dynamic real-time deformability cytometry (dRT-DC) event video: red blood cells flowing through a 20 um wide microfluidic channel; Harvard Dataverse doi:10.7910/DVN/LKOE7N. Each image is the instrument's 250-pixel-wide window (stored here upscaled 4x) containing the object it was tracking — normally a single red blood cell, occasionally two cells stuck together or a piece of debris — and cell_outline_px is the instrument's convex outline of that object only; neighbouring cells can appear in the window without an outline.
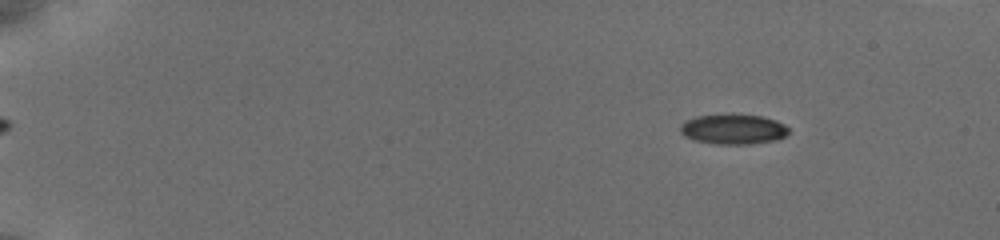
{"species": "common noctule bat (a hibernating species)", "species_latin": "Nyctalus noctula", "temperature_condition": "cold", "stored_images_in_passage": 56, "camera_frame_rate_fps": 3000, "um_per_image_px": 0.085, "animal": {"sex": "female", "body_mass_g": 19.5, "forearm_length_mm": 54.1}, "frame": {"image": 1, "passage_image": 8, "time_ms": 2.333, "image_size_px": [1000, 240], "cell_outline_px": [[788, 132], [784, 136], [776, 140], [748, 144], [716, 144], [696, 140], [680, 132], [680, 124], [684, 120], [696, 116], [760, 116], [776, 120], [784, 124], [788, 128]], "centroid_in_image_um": [62.32, 11.0], "position_along_channel_um": 22.7, "area_um2": 18.38}}
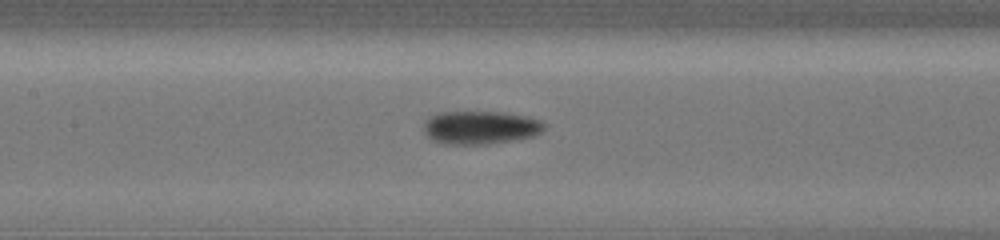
{"frame": {"image": 2, "passage_image": 29, "time_ms": 9.333, "image_size_px": [1000, 240], "cell_outline_px": [[544, 128], [540, 132], [532, 136], [512, 140], [488, 144], [444, 144], [432, 140], [424, 132], [424, 120], [428, 116], [436, 112], [504, 112], [528, 116], [540, 120], [544, 124]], "centroid_in_image_um": [40.78, 10.82], "position_along_channel_um": 166.6, "area_um2": 23.47}}
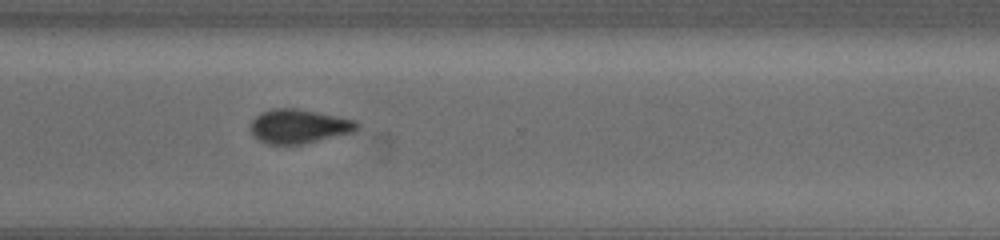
{"frame": {"image": 3, "passage_image": 43, "time_ms": 14.0, "image_size_px": [1000, 240], "cell_outline_px": [[360, 124], [352, 132], [300, 144], [268, 144], [260, 140], [252, 132], [252, 120], [260, 112], [272, 108], [296, 108], [356, 120]], "centroid_in_image_um": [25.39, 10.71], "position_along_channel_um": 345.2, "area_um2": 20.69}}